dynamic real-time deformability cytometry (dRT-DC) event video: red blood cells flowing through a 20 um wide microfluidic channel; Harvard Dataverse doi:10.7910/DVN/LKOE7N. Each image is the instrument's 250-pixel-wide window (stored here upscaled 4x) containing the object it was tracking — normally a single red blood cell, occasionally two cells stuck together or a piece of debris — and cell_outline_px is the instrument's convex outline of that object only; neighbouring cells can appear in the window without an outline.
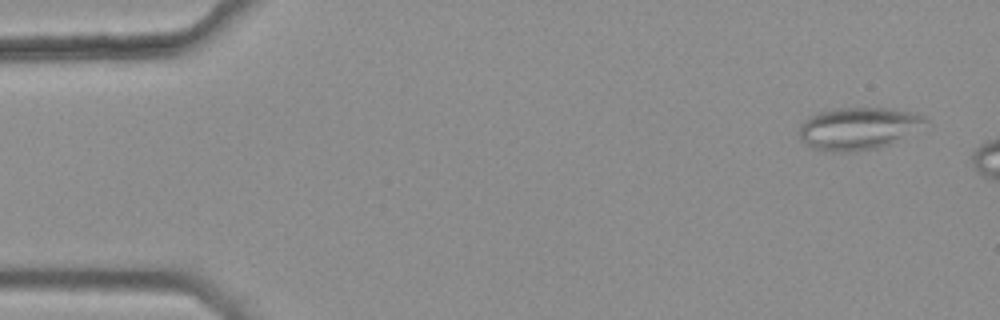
{"species": "common noctule bat (a hibernating species)", "species_latin": "Nyctalus noctula", "temperature_condition": "warm", "stored_images_in_passage": 3, "camera_frame_rate_fps": 3000, "um_per_image_px": 0.085, "animal": {"sex": "female", "body_mass_g": 25.1}, "frame": {"image": 1, "passage_image": 1, "time_ms": 0.0, "image_size_px": [1000, 320], "cell_outline_px": [[928, 120], [892, 144], [876, 148], [852, 152], [820, 152], [804, 144], [800, 140], [800, 124], [808, 116], [820, 112], [840, 108], [892, 108], [916, 112], [924, 116]], "centroid_in_image_um": [72.88, 10.93], "position_along_channel_um": 12.1, "area_um2": 31.21}}